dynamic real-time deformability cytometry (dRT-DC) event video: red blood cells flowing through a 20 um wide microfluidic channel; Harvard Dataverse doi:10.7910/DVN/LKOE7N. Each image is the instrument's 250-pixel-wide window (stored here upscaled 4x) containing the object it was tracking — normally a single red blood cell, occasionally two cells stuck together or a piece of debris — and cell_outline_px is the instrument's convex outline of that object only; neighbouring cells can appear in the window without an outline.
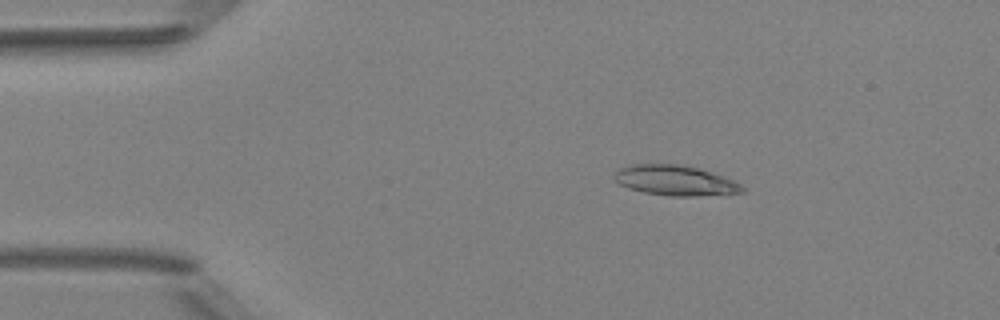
{"species": "Egyptian fruit bat (a non-hibernating species)", "species_latin": "Rousettus aegyptiacus", "temperature_condition": "room temperature", "stored_images_in_passage": 4, "camera_frame_rate_fps": 3000, "um_per_image_px": 0.085, "animal": {"sex": "female"}, "frame": {"image": 1, "passage_image": 3, "time_ms": 2.333, "image_size_px": [1000, 320], "cell_outline_px": [[744, 192], [696, 196], [672, 196], [644, 192], [628, 188], [620, 184], [612, 176], [620, 168], [632, 164], [680, 164], [712, 172], [724, 176], [740, 184], [744, 188]], "centroid_in_image_um": [57.38, 15.33], "position_along_channel_um": 27.6, "area_um2": 22.31}}